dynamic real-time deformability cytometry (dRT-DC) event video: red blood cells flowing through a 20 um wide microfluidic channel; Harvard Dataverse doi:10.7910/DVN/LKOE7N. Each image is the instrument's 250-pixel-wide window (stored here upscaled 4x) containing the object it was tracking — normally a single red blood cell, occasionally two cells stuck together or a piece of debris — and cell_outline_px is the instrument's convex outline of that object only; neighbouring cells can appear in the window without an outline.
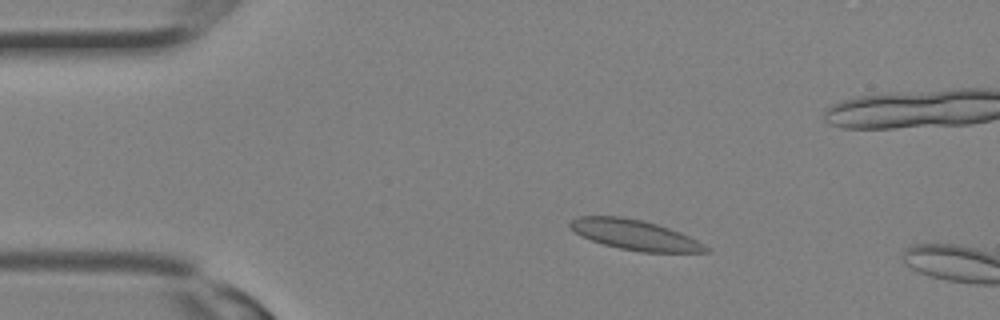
{"species": "Egyptian fruit bat (a non-hibernating species)", "species_latin": "Rousettus aegyptiacus", "temperature_condition": "room temperature", "stored_images_in_passage": 8, "camera_frame_rate_fps": 3000, "um_per_image_px": 0.085, "animal": {"sex": "female"}, "frame": {"image": 1, "passage_image": 6, "time_ms": 1.667, "image_size_px": [1000, 320], "cell_outline_px": [[712, 252], [640, 252], [620, 248], [604, 244], [580, 236], [568, 224], [576, 216], [624, 216], [644, 220], [680, 232], [704, 244]], "centroid_in_image_um": [53.95, 19.95], "position_along_channel_um": 31.0, "area_um2": 23.7}}